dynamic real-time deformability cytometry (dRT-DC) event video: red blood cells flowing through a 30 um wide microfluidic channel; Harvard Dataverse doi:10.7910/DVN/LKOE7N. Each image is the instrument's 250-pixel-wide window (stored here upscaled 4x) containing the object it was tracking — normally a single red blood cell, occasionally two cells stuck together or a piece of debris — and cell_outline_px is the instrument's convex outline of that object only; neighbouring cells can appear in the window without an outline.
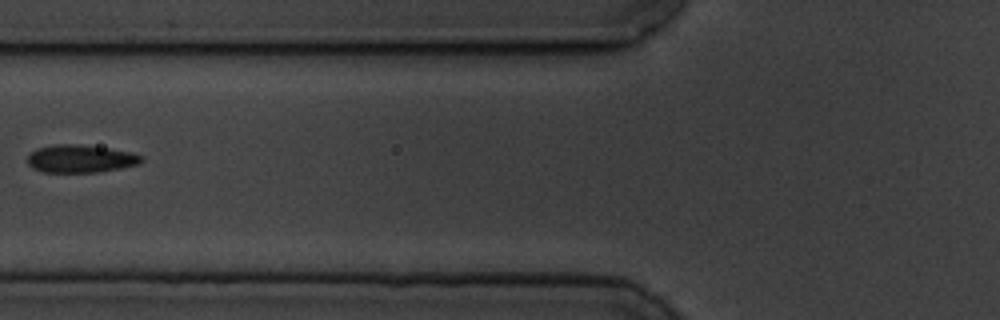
{"species": "common noctule bat (a hibernating species)", "species_latin": "Nyctalus noctula", "temperature_condition": "cold", "stored_images_in_passage": 7, "camera_frame_rate_fps": 3000, "um_per_image_px": 0.085, "animal": {"sex": "male", "body_mass_g": 19.5, "forearm_length_mm": 54.6}, "frame": {"image": 1, "passage_image": 5, "time_ms": 5.0, "image_size_px": [1000, 320], "cell_outline_px": [[144, 160], [140, 164], [120, 168], [96, 172], [44, 172], [32, 168], [28, 164], [28, 152], [36, 148], [56, 144], [80, 144], [108, 148], [128, 152], [144, 156]], "centroid_in_image_um": [6.82, 13.48], "position_along_channel_um": 119.0, "area_um2": 18.55}}
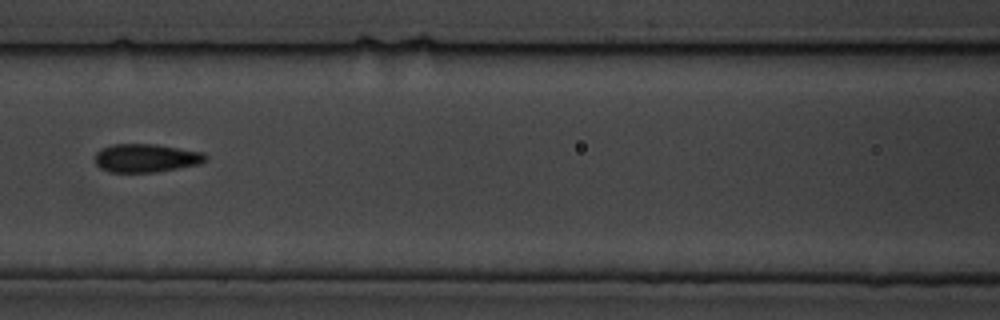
{"frame": {"image": 2, "passage_image": 6, "time_ms": 6.0, "image_size_px": [1000, 320], "cell_outline_px": [[208, 160], [200, 164], [156, 172], [108, 172], [100, 168], [96, 164], [96, 152], [100, 148], [112, 144], [156, 144], [204, 152], [208, 156]], "centroid_in_image_um": [12.44, 13.43], "position_along_channel_um": 154.2, "area_um2": 18.5}}
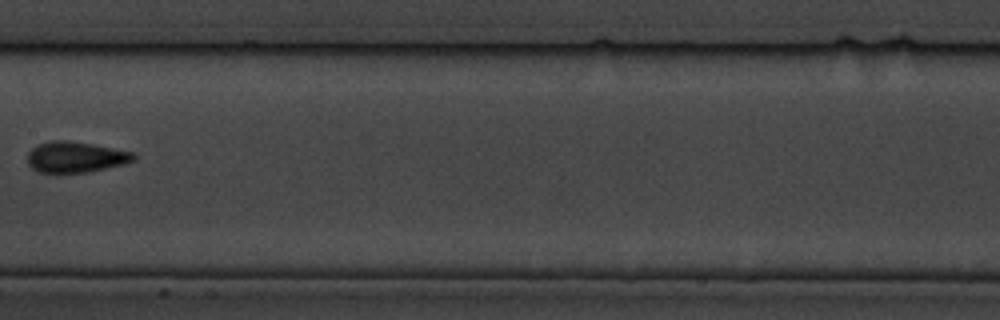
{"frame": {"image": 3, "passage_image": 7, "time_ms": 7.333, "image_size_px": [1000, 320], "cell_outline_px": [[136, 160], [124, 164], [88, 172], [56, 176], [40, 172], [32, 168], [28, 164], [28, 152], [32, 148], [40, 144], [52, 140], [68, 140], [92, 144], [132, 152], [136, 156]], "centroid_in_image_um": [6.39, 13.39], "position_along_channel_um": 201.0, "area_um2": 19.59}}